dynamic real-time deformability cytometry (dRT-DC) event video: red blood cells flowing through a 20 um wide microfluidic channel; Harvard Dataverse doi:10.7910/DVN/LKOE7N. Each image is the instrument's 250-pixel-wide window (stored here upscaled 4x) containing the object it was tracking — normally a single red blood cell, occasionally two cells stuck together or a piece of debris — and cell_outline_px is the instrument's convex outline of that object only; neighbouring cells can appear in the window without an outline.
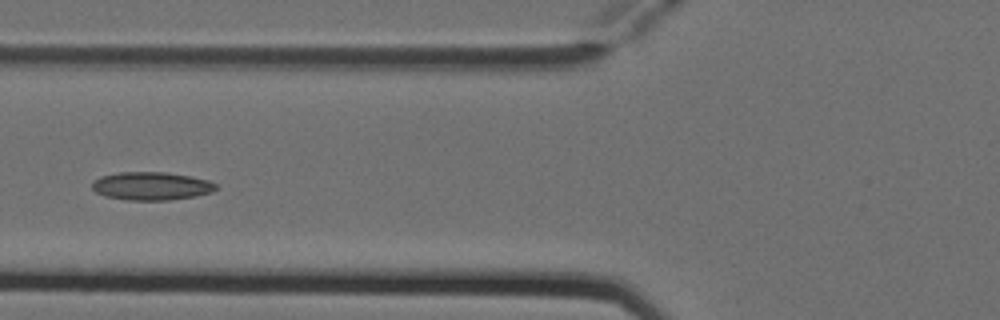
{"species": "Egyptian fruit bat (a non-hibernating species)", "species_latin": "Rousettus aegyptiacus", "temperature_condition": "cold", "stored_images_in_passage": 5, "camera_frame_rate_fps": 3000, "um_per_image_px": 0.085, "animal": {"sex": "female"}, "frame": {"image": 1, "passage_image": 5, "time_ms": 1.333, "image_size_px": [1000, 320], "cell_outline_px": [[216, 188], [212, 192], [196, 196], [168, 200], [128, 200], [104, 196], [96, 192], [92, 188], [92, 180], [100, 176], [120, 172], [164, 172], [192, 176], [208, 180], [216, 184]], "centroid_in_image_um": [12.84, 15.81], "position_along_channel_um": 113.0, "area_um2": 20.4}}